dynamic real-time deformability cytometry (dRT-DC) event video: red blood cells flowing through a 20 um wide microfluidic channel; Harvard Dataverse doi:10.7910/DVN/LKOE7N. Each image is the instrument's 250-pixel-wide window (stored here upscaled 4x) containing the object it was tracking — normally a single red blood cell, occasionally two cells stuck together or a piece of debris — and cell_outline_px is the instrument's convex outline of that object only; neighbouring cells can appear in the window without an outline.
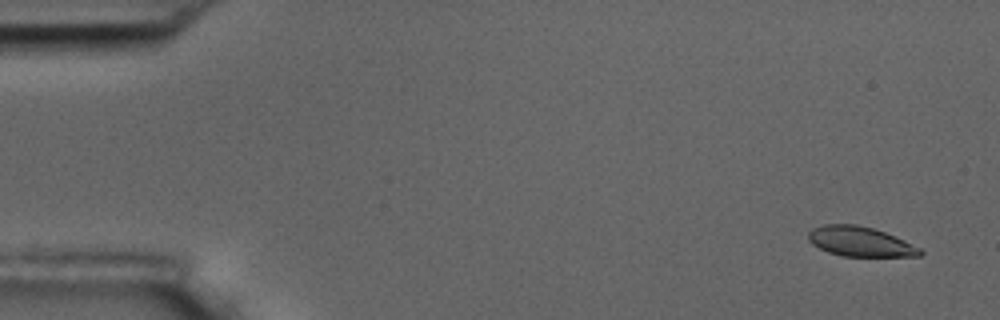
{"species": "common noctule bat (a hibernating species)", "species_latin": "Nyctalus noctula", "temperature_condition": "room temperature", "stored_images_in_passage": 5, "camera_frame_rate_fps": 3000, "um_per_image_px": 0.085, "animal": {"sex": "male", "body_mass_g": 17.5, "forearm_length_mm": 52.3}, "frame": {"image": 1, "passage_image": 1, "time_ms": 0.0, "image_size_px": [1000, 320], "cell_outline_px": [[924, 252], [920, 256], [844, 256], [828, 252], [812, 244], [808, 240], [808, 232], [812, 228], [824, 224], [856, 224], [872, 228], [884, 232], [904, 240], [920, 248]], "centroid_in_image_um": [73.09, 20.53], "position_along_channel_um": 11.9, "area_um2": 19.31}}
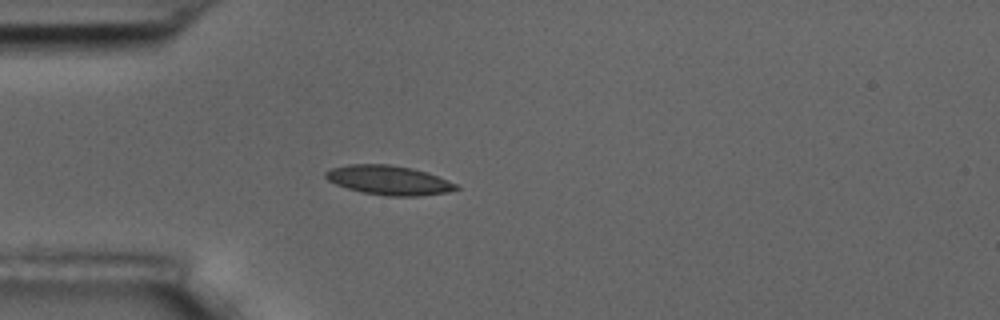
{"frame": {"image": 2, "passage_image": 5, "time_ms": 4.333, "image_size_px": [1000, 320], "cell_outline_px": [[460, 188], [448, 192], [420, 196], [388, 196], [364, 192], [348, 188], [336, 184], [328, 180], [324, 176], [324, 172], [332, 168], [348, 164], [388, 164], [412, 168], [428, 172], [460, 184]], "centroid_in_image_um": [33.1, 15.31], "position_along_channel_um": 51.9, "area_um2": 22.43}}